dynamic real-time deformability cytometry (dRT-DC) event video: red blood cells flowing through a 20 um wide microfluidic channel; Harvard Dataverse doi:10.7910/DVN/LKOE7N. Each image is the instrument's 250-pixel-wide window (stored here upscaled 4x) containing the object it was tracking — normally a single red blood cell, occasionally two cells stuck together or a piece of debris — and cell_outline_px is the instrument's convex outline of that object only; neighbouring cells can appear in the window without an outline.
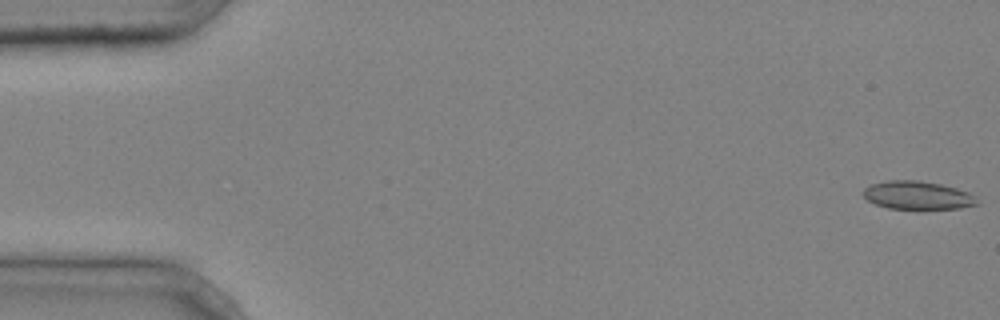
{"species": "common noctule bat (a hibernating species)", "species_latin": "Nyctalus noctula", "temperature_condition": "cold", "stored_images_in_passage": 5, "camera_frame_rate_fps": 3000, "um_per_image_px": 0.085, "animal": {"sex": "male", "body_mass_g": 20.4}, "frame": {"image": 1, "passage_image": 1, "time_ms": 0.0, "image_size_px": [1000, 320], "cell_outline_px": [[980, 204], [960, 208], [888, 208], [876, 204], [868, 200], [860, 192], [864, 188], [872, 184], [888, 180], [920, 180], [940, 184], [956, 188], [968, 192]], "centroid_in_image_um": [77.95, 16.58], "position_along_channel_um": 7.0, "area_um2": 18.5}}
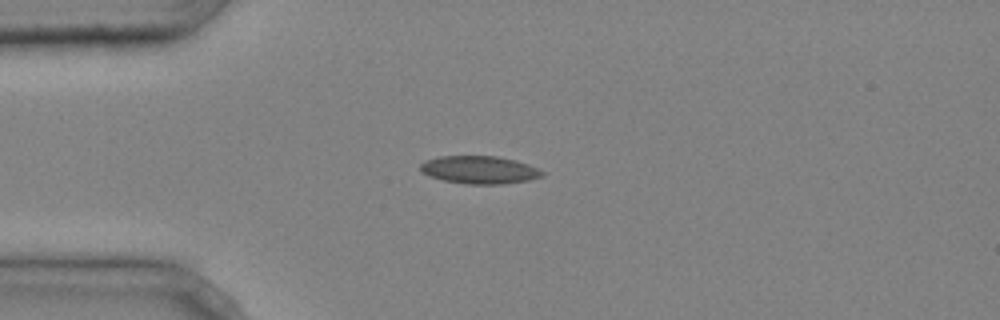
{"frame": {"image": 2, "passage_image": 4, "time_ms": 1.0, "image_size_px": [1000, 320], "cell_outline_px": [[544, 176], [528, 180], [504, 184], [468, 184], [444, 180], [420, 172], [420, 164], [424, 160], [440, 156], [496, 156], [516, 160], [528, 164], [544, 172]], "centroid_in_image_um": [40.75, 14.43], "position_along_channel_um": 44.3, "area_um2": 19.71}}